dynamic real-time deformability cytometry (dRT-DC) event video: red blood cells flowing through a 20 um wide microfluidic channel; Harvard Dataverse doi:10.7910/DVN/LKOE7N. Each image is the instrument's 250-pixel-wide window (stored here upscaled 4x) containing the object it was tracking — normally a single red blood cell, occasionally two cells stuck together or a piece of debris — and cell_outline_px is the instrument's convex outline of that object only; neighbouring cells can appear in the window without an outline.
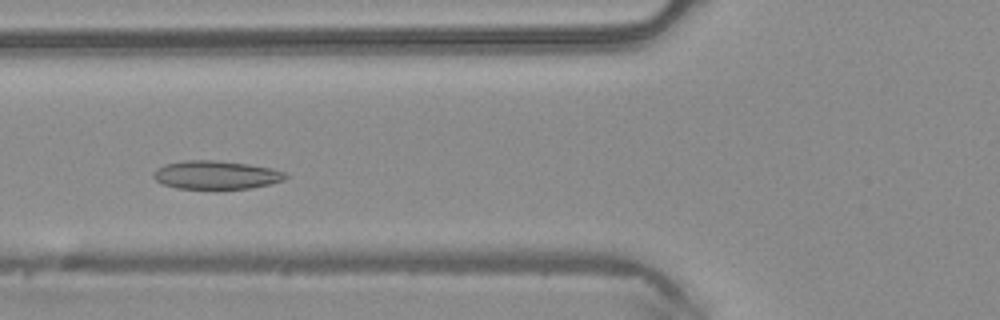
{"species": "common noctule bat (a hibernating species)", "species_latin": "Nyctalus noctula", "temperature_condition": "warm", "stored_images_in_passage": 4, "camera_frame_rate_fps": 3000, "um_per_image_px": 0.085, "animal": {"sex": "male", "body_mass_g": 20.4}, "frame": {"image": 1, "passage_image": 4, "time_ms": 1.0, "image_size_px": [1000, 320], "cell_outline_px": [[288, 176], [284, 180], [268, 184], [248, 188], [176, 188], [160, 184], [152, 176], [152, 172], [156, 168], [164, 164], [184, 160], [216, 160], [248, 164], [272, 168], [284, 172]], "centroid_in_image_um": [18.3, 14.85], "position_along_channel_um": 107.5, "area_um2": 21.85}}